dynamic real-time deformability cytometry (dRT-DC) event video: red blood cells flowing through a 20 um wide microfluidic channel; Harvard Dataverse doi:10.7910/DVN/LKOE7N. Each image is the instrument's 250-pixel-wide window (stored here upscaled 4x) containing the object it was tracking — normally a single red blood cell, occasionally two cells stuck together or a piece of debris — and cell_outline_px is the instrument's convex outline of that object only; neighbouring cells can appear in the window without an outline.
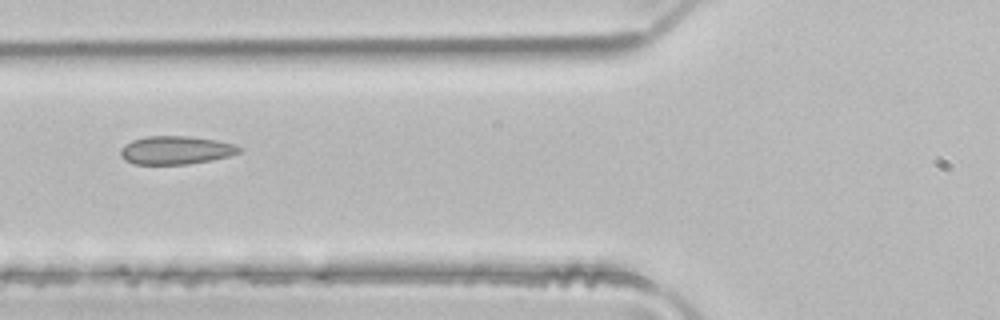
{"species": "common noctule bat (a hibernating species)", "species_latin": "Nyctalus noctula", "temperature_condition": "room temperature", "stored_images_in_passage": 5, "camera_frame_rate_fps": 3000, "um_per_image_px": 0.085, "animal": {"sex": "male", "body_mass_g": 21.5, "forearm_length_mm": 52.0}, "frame": {"image": 1, "passage_image": 5, "time_ms": 1.333, "image_size_px": [1000, 320], "cell_outline_px": [[244, 148], [240, 152], [228, 156], [212, 160], [188, 164], [132, 164], [124, 160], [120, 156], [120, 148], [124, 144], [132, 140], [148, 136], [188, 136], [216, 140], [236, 144]], "centroid_in_image_um": [14.94, 12.76], "position_along_channel_um": 110.9, "area_um2": 19.77}}